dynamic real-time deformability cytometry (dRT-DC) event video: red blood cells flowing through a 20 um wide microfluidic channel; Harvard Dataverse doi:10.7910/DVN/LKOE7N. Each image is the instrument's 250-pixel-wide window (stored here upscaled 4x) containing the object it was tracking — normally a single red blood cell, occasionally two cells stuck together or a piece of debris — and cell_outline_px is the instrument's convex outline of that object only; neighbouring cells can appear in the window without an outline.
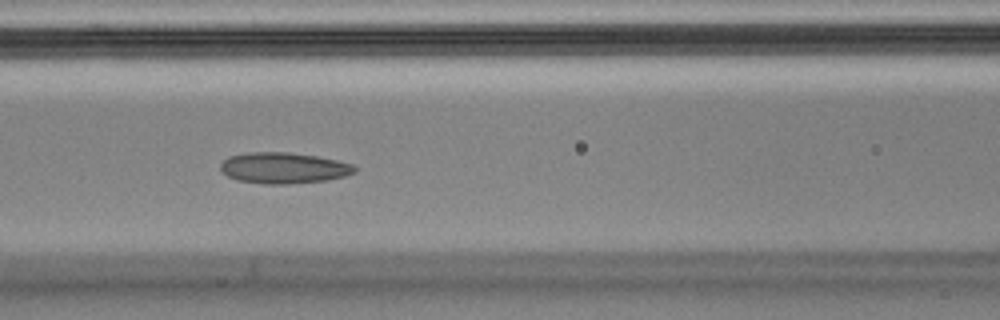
{"species": "Egyptian fruit bat (a non-hibernating species)", "species_latin": "Rousettus aegyptiacus", "temperature_condition": "cold", "stored_images_in_passage": 9, "camera_frame_rate_fps": 3000, "um_per_image_px": 0.085, "animal": {"sex": "male"}, "frame": {"image": 1, "passage_image": 7, "time_ms": 2.0, "image_size_px": [1000, 320], "cell_outline_px": [[356, 172], [344, 176], [328, 180], [288, 184], [264, 184], [236, 180], [228, 176], [220, 168], [220, 164], [228, 156], [248, 152], [288, 152], [316, 156], [336, 160], [352, 164], [356, 168]], "centroid_in_image_um": [24.09, 14.28], "position_along_channel_um": 142.5, "area_um2": 24.28}}
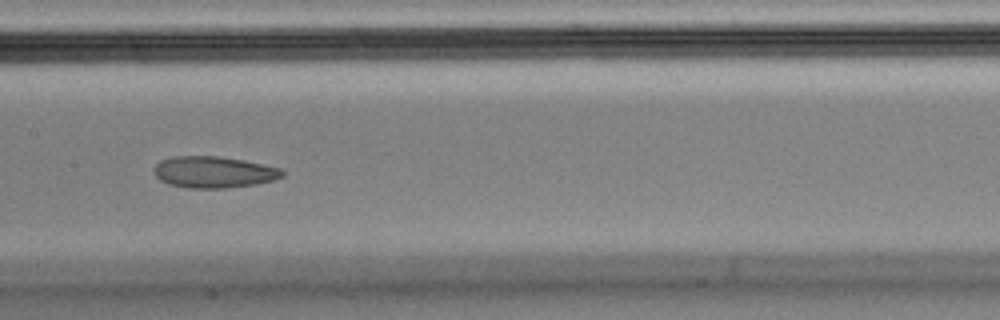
{"frame": {"image": 2, "passage_image": 8, "time_ms": 2.333, "image_size_px": [1000, 320], "cell_outline_px": [[284, 176], [272, 180], [256, 184], [224, 188], [188, 188], [168, 184], [160, 180], [156, 176], [156, 164], [160, 160], [172, 156], [216, 156], [244, 160], [280, 168], [284, 172]], "centroid_in_image_um": [18.17, 14.63], "position_along_channel_um": 189.2, "area_um2": 23.41}}
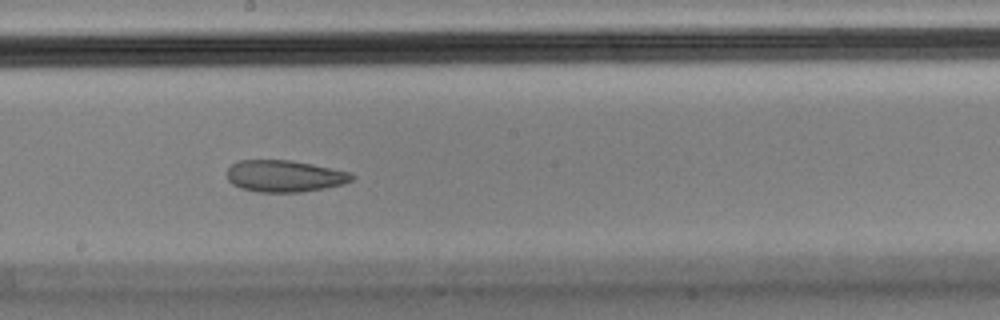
{"frame": {"image": 3, "passage_image": 9, "time_ms": 2.667, "image_size_px": [1000, 320], "cell_outline_px": [[352, 180], [340, 184], [324, 188], [300, 192], [260, 192], [240, 188], [232, 184], [228, 180], [228, 168], [232, 164], [240, 160], [292, 160], [312, 164], [348, 172], [352, 176]], "centroid_in_image_um": [24.13, 14.96], "position_along_channel_um": 224.1, "area_um2": 22.77}}